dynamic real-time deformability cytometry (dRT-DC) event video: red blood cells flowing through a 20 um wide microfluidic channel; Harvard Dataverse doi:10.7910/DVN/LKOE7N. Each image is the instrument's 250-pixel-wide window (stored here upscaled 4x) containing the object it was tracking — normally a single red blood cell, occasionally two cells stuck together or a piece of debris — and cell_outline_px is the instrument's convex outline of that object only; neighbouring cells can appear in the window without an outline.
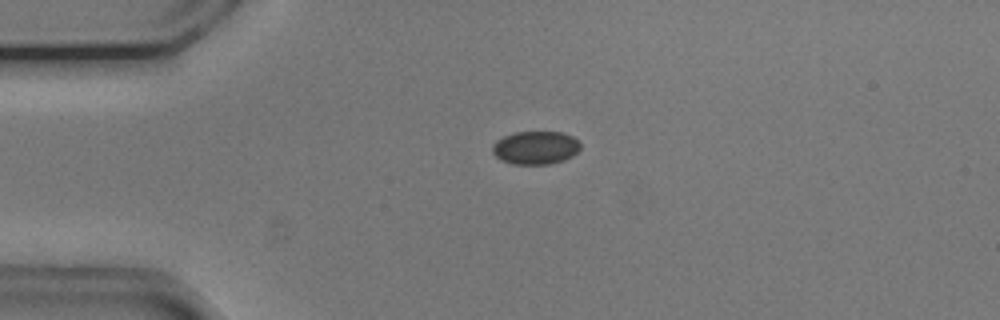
{"species": "common noctule bat (a hibernating species)", "species_latin": "Nyctalus noctula", "temperature_condition": "cold", "stored_images_in_passage": 54, "camera_frame_rate_fps": 3000, "um_per_image_px": 0.085, "animal": {"sex": "male", "body_mass_g": 20.5, "forearm_length_mm": 52.5}, "frame": {"image": 1, "passage_image": 13, "time_ms": 4.0, "image_size_px": [1000, 320], "cell_outline_px": [[580, 148], [572, 156], [564, 160], [548, 164], [512, 164], [500, 160], [492, 152], [492, 144], [496, 140], [504, 136], [516, 132], [560, 132], [572, 136], [580, 144]], "centroid_in_image_um": [45.49, 12.56], "position_along_channel_um": 39.5, "area_um2": 16.99}}
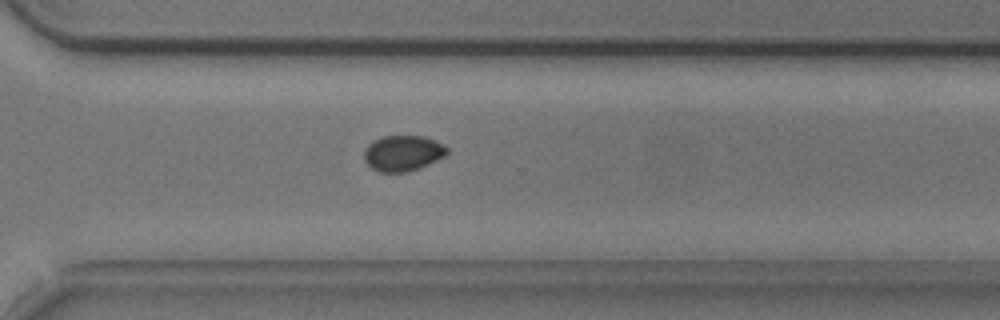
{"frame": {"image": 2, "passage_image": 39, "time_ms": 12.667, "image_size_px": [1000, 320], "cell_outline_px": [[448, 152], [444, 156], [420, 168], [408, 172], [376, 172], [364, 160], [364, 152], [368, 144], [384, 136], [424, 136], [436, 140], [444, 144], [448, 148]], "centroid_in_image_um": [34.26, 13.02], "position_along_channel_um": 336.3, "area_um2": 17.28}}
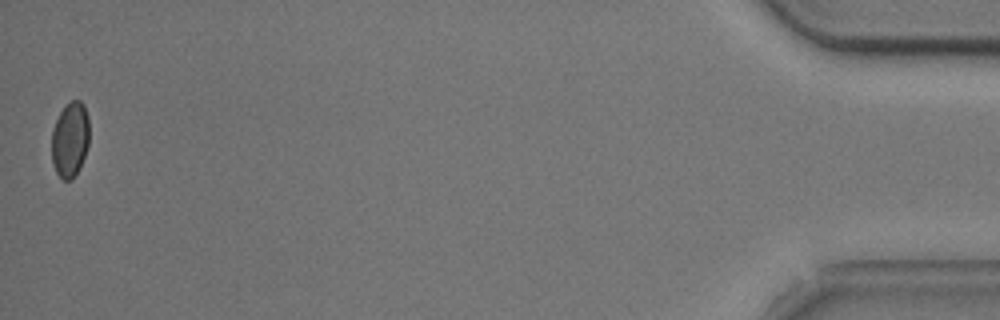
{"frame": {"image": 3, "passage_image": 54, "time_ms": 17.667, "image_size_px": [1000, 320], "cell_outline_px": [[88, 144], [80, 168], [72, 180], [64, 180], [56, 172], [52, 160], [52, 128], [60, 112], [72, 100], [80, 100], [84, 104], [88, 116]], "centroid_in_image_um": [5.95, 11.86], "position_along_channel_um": 429.2, "area_um2": 16.42}}